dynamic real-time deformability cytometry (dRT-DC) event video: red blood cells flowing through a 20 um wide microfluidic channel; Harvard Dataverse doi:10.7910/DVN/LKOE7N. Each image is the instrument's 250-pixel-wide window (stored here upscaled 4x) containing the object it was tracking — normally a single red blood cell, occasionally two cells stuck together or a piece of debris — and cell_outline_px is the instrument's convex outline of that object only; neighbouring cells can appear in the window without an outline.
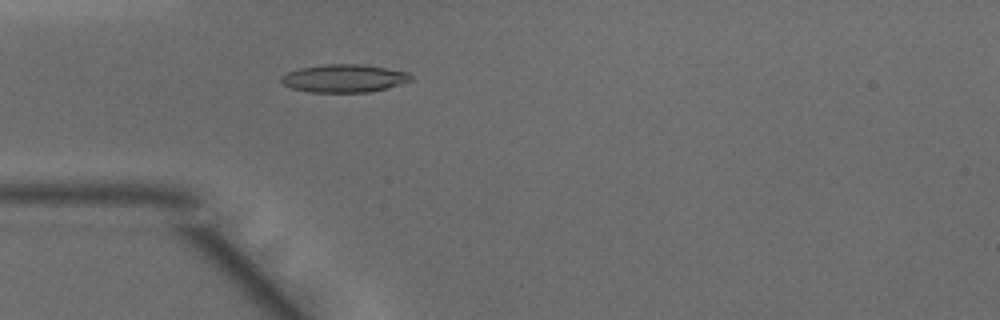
{"species": "common noctule bat (a hibernating species)", "species_latin": "Nyctalus noctula", "temperature_condition": "warm", "stored_images_in_passage": 48, "camera_frame_rate_fps": 3000, "um_per_image_px": 0.085, "animal": {"sex": "male", "body_mass_g": 15.6}, "frame": {"image": 1, "passage_image": 14, "time_ms": 4.333, "image_size_px": [1000, 320], "cell_outline_px": [[412, 80], [400, 84], [368, 92], [308, 92], [292, 88], [284, 84], [280, 80], [280, 76], [288, 72], [300, 68], [324, 64], [360, 64], [408, 72], [412, 76]], "centroid_in_image_um": [29.21, 6.65], "position_along_channel_um": 55.8, "area_um2": 20.92}}
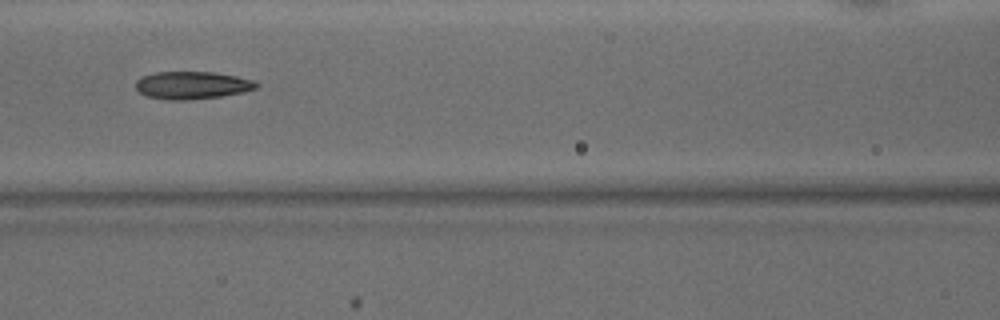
{"frame": {"image": 2, "passage_image": 21, "time_ms": 6.667, "image_size_px": [1000, 320], "cell_outline_px": [[260, 84], [256, 88], [244, 92], [220, 96], [188, 100], [172, 100], [148, 96], [140, 92], [136, 88], [136, 80], [144, 76], [156, 72], [216, 72], [236, 76], [252, 80]], "centroid_in_image_um": [16.36, 7.24], "position_along_channel_um": 150.2, "area_um2": 19.25}}
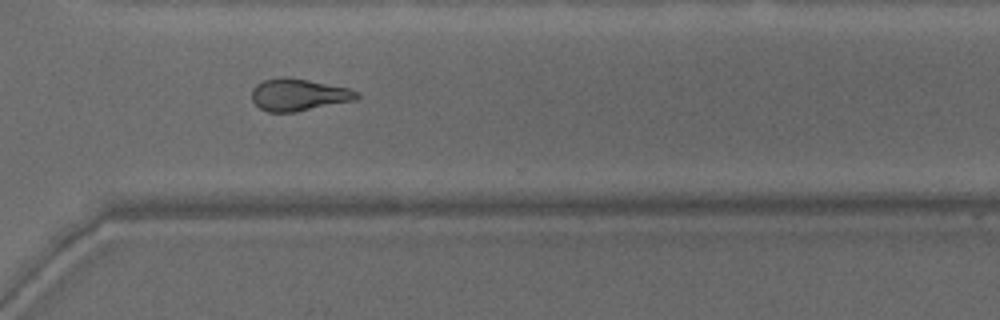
{"frame": {"image": 3, "passage_image": 35, "time_ms": 11.333, "image_size_px": [1000, 320], "cell_outline_px": [[360, 96], [356, 100], [296, 112], [268, 112], [260, 108], [252, 100], [252, 88], [256, 84], [264, 80], [284, 76], [308, 80], [348, 88], [356, 92]], "centroid_in_image_um": [25.36, 8.06], "position_along_channel_um": 345.2, "area_um2": 19.59}, "authors_computed_cell_mechanics": {"area_um2": 19.7098, "velocity_mm_per_s": 4.1927, "shape_relaxation_time_tau1_ms": 10.3006, "shape_relaxation_time_tau2_ms": 1.5799, "deformation_change_tau1": 0.2464, "deformation_change_tau2": 0.096}}